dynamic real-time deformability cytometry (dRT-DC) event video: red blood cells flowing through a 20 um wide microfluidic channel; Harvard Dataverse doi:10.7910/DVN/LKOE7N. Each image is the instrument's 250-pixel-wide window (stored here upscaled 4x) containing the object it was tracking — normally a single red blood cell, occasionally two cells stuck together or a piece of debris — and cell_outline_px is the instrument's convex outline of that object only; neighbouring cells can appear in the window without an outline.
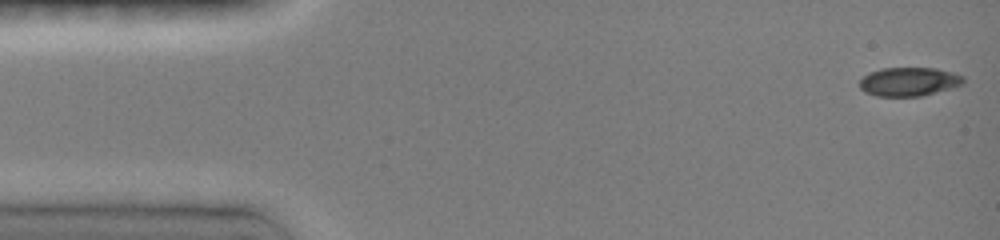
{"species": "common noctule bat (a hibernating species)", "species_latin": "Nyctalus noctula", "temperature_condition": "room temperature", "stored_images_in_passage": 71, "camera_frame_rate_fps": 3000, "um_per_image_px": 0.085, "animal": {"sex": "female", "body_mass_g": 19.0, "forearm_length_mm": 51.5}, "frame": {"image": 1, "passage_image": 1, "time_ms": 0.0, "image_size_px": [1000, 240], "cell_outline_px": [[964, 84], [920, 96], [876, 96], [864, 92], [860, 88], [860, 80], [868, 72], [880, 68], [936, 68], [952, 72], [964, 76]], "centroid_in_image_um": [77.24, 6.93], "position_along_channel_um": 7.8, "area_um2": 17.4}}
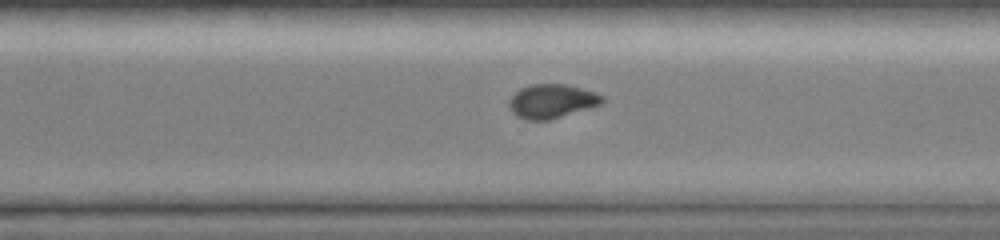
{"frame": {"image": 2, "passage_image": 48, "time_ms": 10.667, "image_size_px": [1000, 240], "cell_outline_px": [[604, 100], [600, 104], [588, 108], [548, 120], [524, 120], [516, 116], [512, 112], [508, 104], [512, 96], [520, 88], [532, 84], [568, 84], [604, 96]], "centroid_in_image_um": [46.86, 8.6], "position_along_channel_um": 323.7, "area_um2": 18.21}}
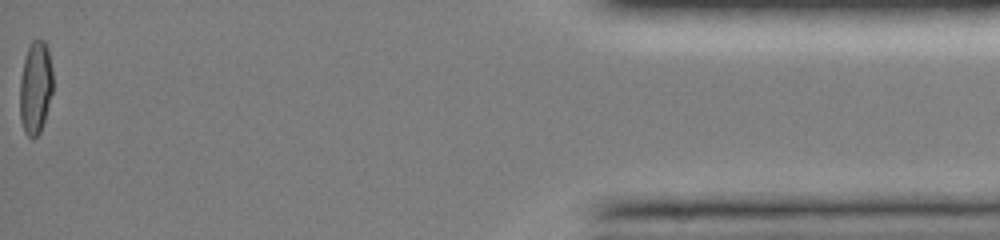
{"frame": {"image": 3, "passage_image": 70, "time_ms": 15.333, "image_size_px": [1000, 240], "cell_outline_px": [[52, 92], [44, 124], [40, 132], [32, 140], [24, 132], [20, 120], [20, 80], [24, 60], [28, 48], [32, 40], [44, 40], [48, 48], [52, 68]], "centroid_in_image_um": [3.02, 7.48], "position_along_channel_um": 432.2, "area_um2": 18.03}, "authors_computed_cell_mechanics": {"area_um2": 18.7272, "velocity_mm_per_s": 4.0744, "shape_relaxation_time_tau1_ms": 5.7949, "shape_relaxation_time_tau2_ms": 3.6318, "deformation_change_tau1": 0.1869, "deformation_change_tau2": 0.0449}}